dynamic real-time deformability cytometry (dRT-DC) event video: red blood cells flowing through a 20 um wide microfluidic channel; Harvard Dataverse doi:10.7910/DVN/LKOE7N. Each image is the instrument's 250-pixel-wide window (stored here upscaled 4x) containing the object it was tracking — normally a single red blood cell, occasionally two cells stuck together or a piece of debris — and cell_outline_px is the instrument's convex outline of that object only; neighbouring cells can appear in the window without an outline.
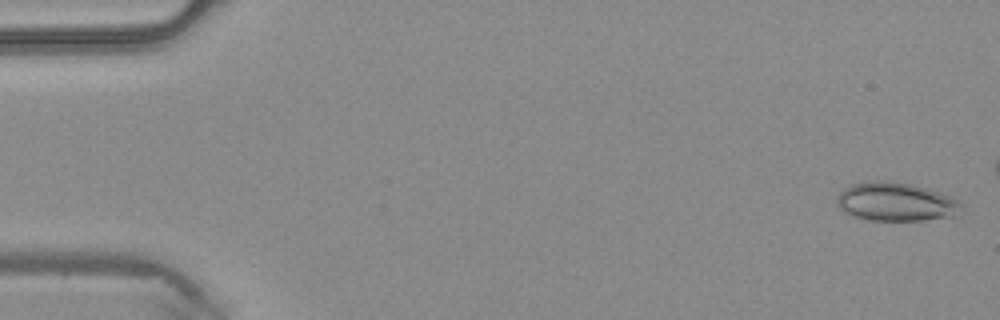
{"species": "common noctule bat (a hibernating species)", "species_latin": "Nyctalus noctula", "temperature_condition": "warm", "stored_images_in_passage": 41, "camera_frame_rate_fps": 3000, "um_per_image_px": 0.085, "animal": {"sex": "male", "body_mass_g": 20.4}, "frame": {"image": 1, "passage_image": 1, "time_ms": 0.0, "image_size_px": [1000, 320], "cell_outline_px": [[964, 208], [952, 216], [924, 220], [872, 220], [856, 216], [840, 208], [836, 200], [836, 196], [844, 188], [852, 184], [872, 180], [892, 180], [928, 188], [940, 192], [956, 200]], "centroid_in_image_um": [76.14, 17.13], "position_along_channel_um": 8.9, "area_um2": 27.8}}
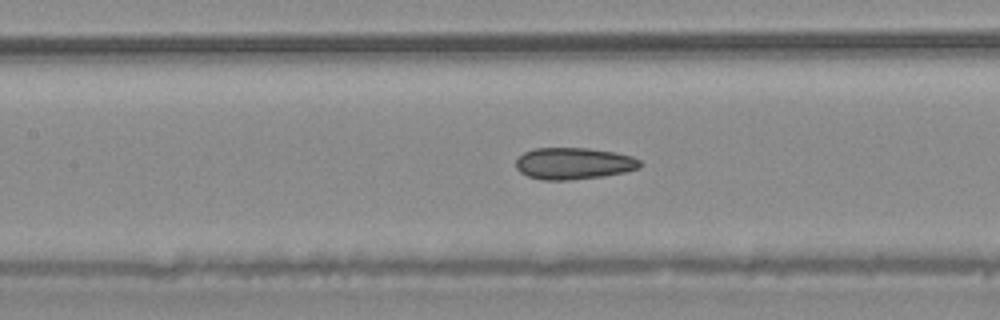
{"frame": {"image": 2, "passage_image": 21, "time_ms": 6.667, "image_size_px": [1000, 320], "cell_outline_px": [[644, 164], [640, 168], [624, 172], [604, 176], [568, 180], [544, 180], [528, 176], [520, 172], [516, 168], [516, 160], [524, 152], [536, 148], [588, 148], [616, 152], [632, 156], [640, 160]], "centroid_in_image_um": [48.8, 13.89], "position_along_channel_um": 158.6, "area_um2": 23.06}}
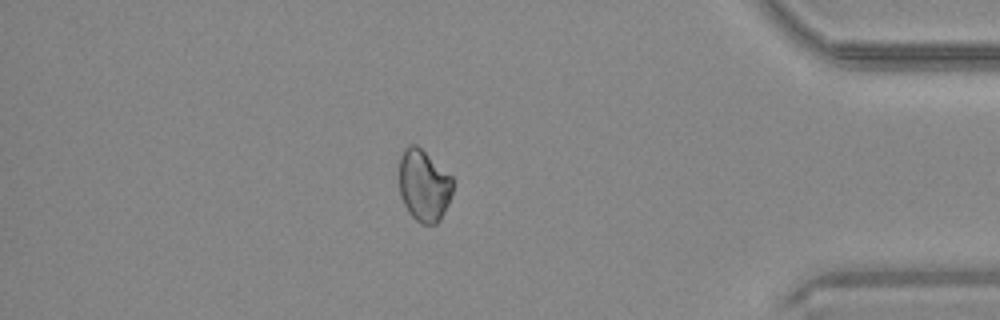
{"frame": {"image": 3, "passage_image": 40, "time_ms": 13.0, "image_size_px": [1000, 320], "cell_outline_px": [[452, 192], [448, 204], [440, 220], [436, 224], [420, 224], [408, 212], [400, 196], [400, 156], [404, 148], [408, 144], [416, 144], [452, 176]], "centroid_in_image_um": [36.02, 15.77], "position_along_channel_um": 399.2, "area_um2": 22.43}}